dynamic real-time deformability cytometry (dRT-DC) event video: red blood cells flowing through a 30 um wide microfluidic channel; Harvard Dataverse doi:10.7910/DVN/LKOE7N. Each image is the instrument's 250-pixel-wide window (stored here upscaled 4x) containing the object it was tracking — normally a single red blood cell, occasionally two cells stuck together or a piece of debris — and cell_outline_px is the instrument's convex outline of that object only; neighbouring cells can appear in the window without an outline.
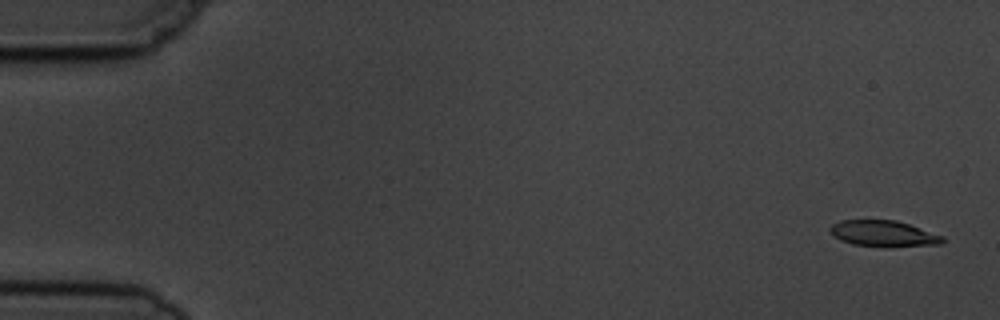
{"species": "common noctule bat (a hibernating species)", "species_latin": "Nyctalus noctula", "temperature_condition": "cold", "stored_images_in_passage": 4, "camera_frame_rate_fps": 3000, "um_per_image_px": 0.085, "animal": {"sex": "male", "body_mass_g": 19.5, "forearm_length_mm": 54.6}, "frame": {"image": 1, "passage_image": 1, "time_ms": 0.0, "image_size_px": [1000, 320], "cell_outline_px": [[944, 240], [940, 244], [884, 248], [852, 244], [840, 240], [828, 228], [832, 224], [840, 220], [896, 220], [944, 236]], "centroid_in_image_um": [75.1, 19.87], "position_along_channel_um": 9.9, "area_um2": 17.22}}
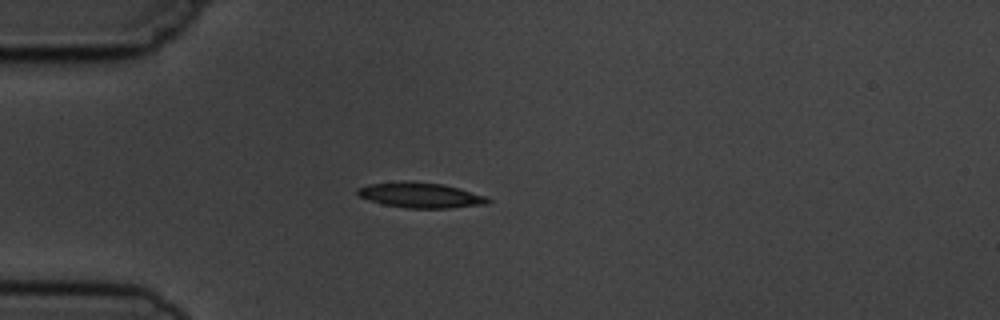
{"frame": {"image": 2, "passage_image": 4, "time_ms": 4.333, "image_size_px": [1000, 320], "cell_outline_px": [[492, 200], [488, 204], [448, 208], [408, 208], [384, 204], [368, 200], [360, 196], [356, 192], [356, 188], [368, 184], [444, 184], [488, 196]], "centroid_in_image_um": [35.84, 16.64], "position_along_channel_um": 49.2, "area_um2": 18.32}}